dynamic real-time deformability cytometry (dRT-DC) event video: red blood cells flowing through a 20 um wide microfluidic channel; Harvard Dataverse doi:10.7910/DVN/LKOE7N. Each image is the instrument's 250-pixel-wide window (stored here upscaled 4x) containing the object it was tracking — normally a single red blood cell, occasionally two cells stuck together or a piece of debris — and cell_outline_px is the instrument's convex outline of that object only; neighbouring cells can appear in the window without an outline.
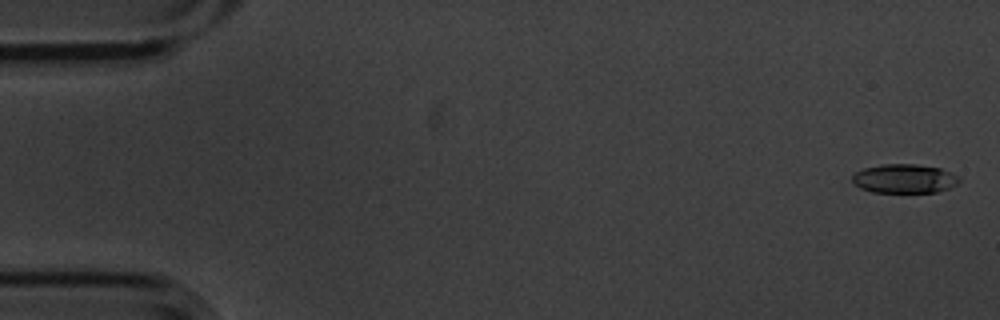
{"species": "common noctule bat (a hibernating species)", "species_latin": "Nyctalus noctula", "temperature_condition": "cold", "stored_images_in_passage": 6, "camera_frame_rate_fps": 3000, "um_per_image_px": 0.085, "animal": {"sex": "male", "body_mass_g": 20.1, "forearm_length_mm": 53.5}, "frame": {"image": 1, "passage_image": 1, "time_ms": 0.0, "image_size_px": [1000, 320], "cell_outline_px": [[960, 180], [956, 184], [948, 188], [936, 192], [872, 192], [860, 188], [852, 180], [852, 176], [856, 172], [864, 168], [884, 164], [916, 164], [940, 168], [960, 176]], "centroid_in_image_um": [76.88, 15.18], "position_along_channel_um": 8.1, "area_um2": 17.98}}
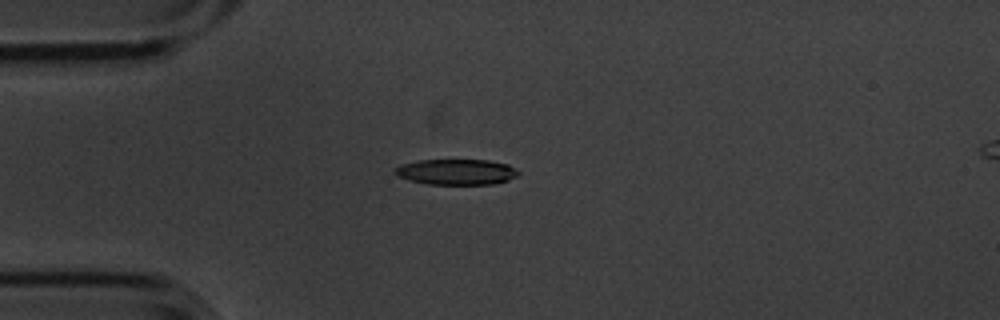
{"frame": {"image": 2, "passage_image": 5, "time_ms": 1.333, "image_size_px": [1000, 320], "cell_outline_px": [[520, 172], [516, 176], [508, 180], [492, 184], [428, 184], [408, 180], [396, 176], [392, 172], [400, 164], [420, 160], [488, 160], [508, 164]], "centroid_in_image_um": [38.75, 14.61], "position_along_channel_um": 46.2, "area_um2": 18.5}}
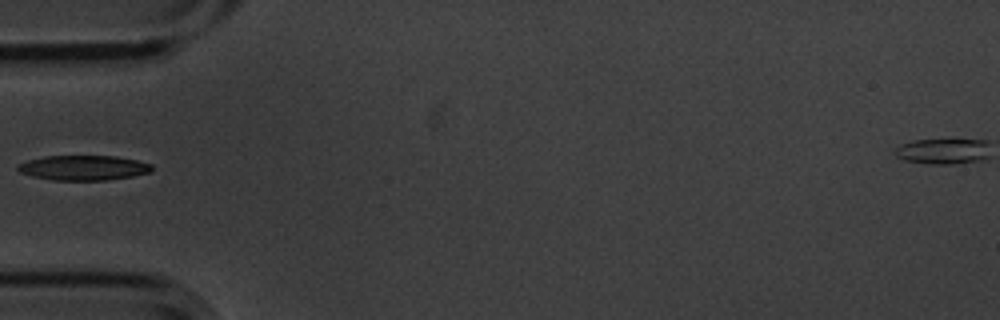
{"frame": {"image": 3, "passage_image": 6, "time_ms": 1.667, "image_size_px": [1000, 320], "cell_outline_px": [[152, 172], [132, 176], [108, 180], [52, 180], [32, 176], [20, 172], [16, 168], [20, 164], [28, 160], [44, 156], [116, 156], [136, 160], [152, 164]], "centroid_in_image_um": [7.11, 14.26], "position_along_channel_um": 77.9, "area_um2": 19.42}}